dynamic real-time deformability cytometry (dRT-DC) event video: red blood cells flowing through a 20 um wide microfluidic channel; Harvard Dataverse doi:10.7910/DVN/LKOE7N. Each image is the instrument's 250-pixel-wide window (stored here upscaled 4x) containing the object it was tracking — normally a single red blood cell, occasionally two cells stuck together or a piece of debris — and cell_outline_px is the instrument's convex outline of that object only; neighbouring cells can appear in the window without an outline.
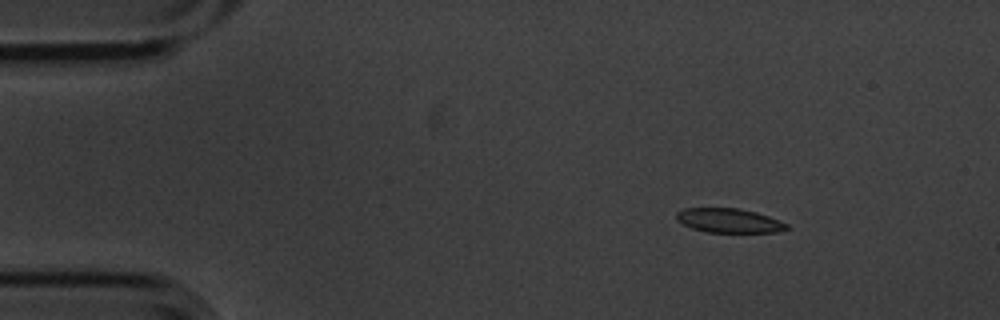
{"species": "common noctule bat (a hibernating species)", "species_latin": "Nyctalus noctula", "temperature_condition": "cold", "stored_images_in_passage": 3, "camera_frame_rate_fps": 3000, "um_per_image_px": 0.085, "animal": {"sex": "male", "body_mass_g": 20.1, "forearm_length_mm": 53.5}, "frame": {"image": 1, "passage_image": 1, "time_ms": 0.0, "image_size_px": [1000, 320], "cell_outline_px": [[788, 228], [776, 232], [708, 232], [692, 228], [676, 220], [676, 212], [684, 208], [740, 208], [756, 212], [768, 216], [788, 224]], "centroid_in_image_um": [61.94, 18.74], "position_along_channel_um": 23.1, "area_um2": 15.49}}